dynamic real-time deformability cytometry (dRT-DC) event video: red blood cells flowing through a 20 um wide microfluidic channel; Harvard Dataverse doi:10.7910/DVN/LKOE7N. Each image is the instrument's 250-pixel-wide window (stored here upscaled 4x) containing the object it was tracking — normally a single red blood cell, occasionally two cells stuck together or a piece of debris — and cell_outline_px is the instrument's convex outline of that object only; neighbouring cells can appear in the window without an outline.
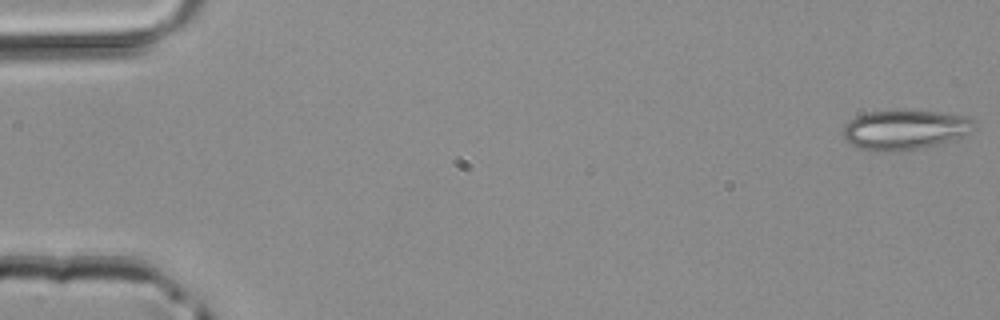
{"species": "common noctule bat (a hibernating species)", "species_latin": "Nyctalus noctula", "temperature_condition": "room temperature", "stored_images_in_passage": 47, "camera_frame_rate_fps": 3000, "um_per_image_px": 0.085, "animal": {"sex": "male", "body_mass_g": 20.4}, "frame": {"image": 1, "passage_image": 1, "time_ms": 0.0, "image_size_px": [1000, 320], "cell_outline_px": [[976, 128], [964, 136], [956, 140], [924, 148], [900, 152], [872, 152], [856, 148], [844, 136], [844, 124], [848, 120], [856, 116], [868, 112], [940, 112], [964, 116], [972, 120], [976, 124]], "centroid_in_image_um": [76.93, 11.08], "position_along_channel_um": 8.1, "area_um2": 30.52}}
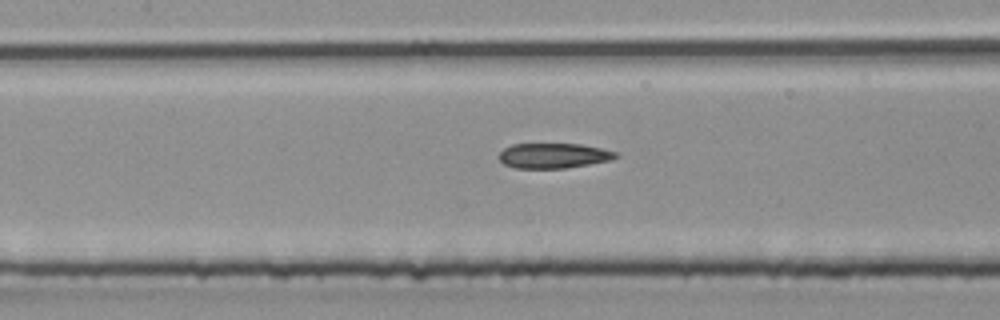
{"frame": {"image": 2, "passage_image": 22, "time_ms": 7.0, "image_size_px": [1000, 320], "cell_outline_px": [[620, 156], [612, 160], [564, 168], [516, 168], [504, 164], [500, 160], [500, 152], [504, 148], [512, 144], [580, 144], [600, 148], [616, 152]], "centroid_in_image_um": [47.06, 13.23], "position_along_channel_um": 160.3, "area_um2": 16.94}}
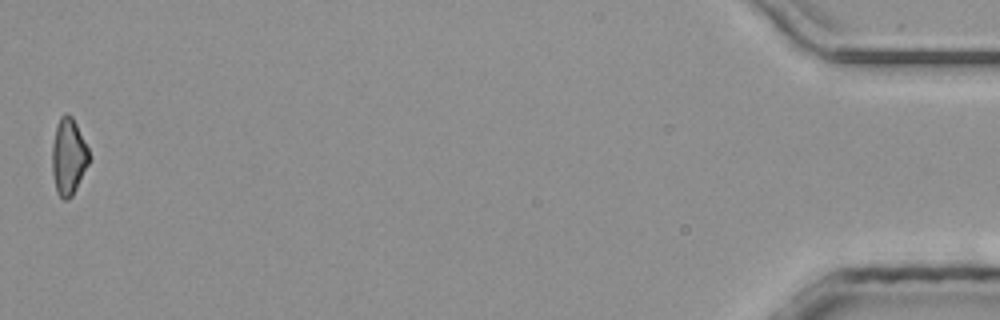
{"frame": {"image": 3, "passage_image": 47, "time_ms": 15.333, "image_size_px": [1000, 320], "cell_outline_px": [[92, 160], [72, 196], [68, 200], [64, 200], [56, 192], [52, 172], [52, 144], [56, 124], [60, 116], [64, 112], [68, 112], [72, 116], [92, 156]], "centroid_in_image_um": [5.84, 13.31], "position_along_channel_um": 429.4, "area_um2": 16.99}}